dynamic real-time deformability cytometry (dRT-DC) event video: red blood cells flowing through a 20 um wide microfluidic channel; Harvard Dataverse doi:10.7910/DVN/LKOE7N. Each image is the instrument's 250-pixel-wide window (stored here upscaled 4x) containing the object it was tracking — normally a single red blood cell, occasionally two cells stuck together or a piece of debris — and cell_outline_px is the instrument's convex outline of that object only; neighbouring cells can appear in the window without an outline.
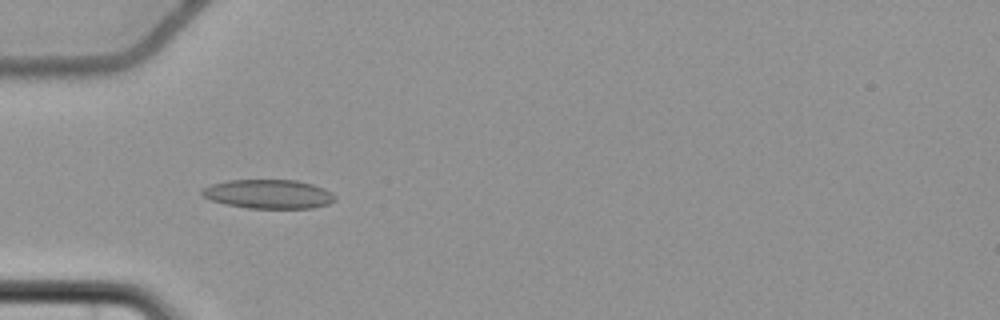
{"species": "common noctule bat (a hibernating species)", "species_latin": "Nyctalus noctula", "temperature_condition": "cold", "stored_images_in_passage": 54, "camera_frame_rate_fps": 3000, "um_per_image_px": 0.085, "animal": {"sex": "female", "body_mass_g": 22.7, "forearm_length_mm": 54.2}, "frame": {"image": 1, "passage_image": 16, "time_ms": 5.0, "image_size_px": [1000, 320], "cell_outline_px": [[336, 200], [328, 204], [312, 208], [248, 208], [224, 204], [212, 200], [204, 196], [200, 192], [200, 188], [212, 184], [228, 180], [296, 180], [312, 184], [324, 188], [332, 192], [336, 196]], "centroid_in_image_um": [22.83, 16.49], "position_along_channel_um": 62.2, "area_um2": 22.6}}
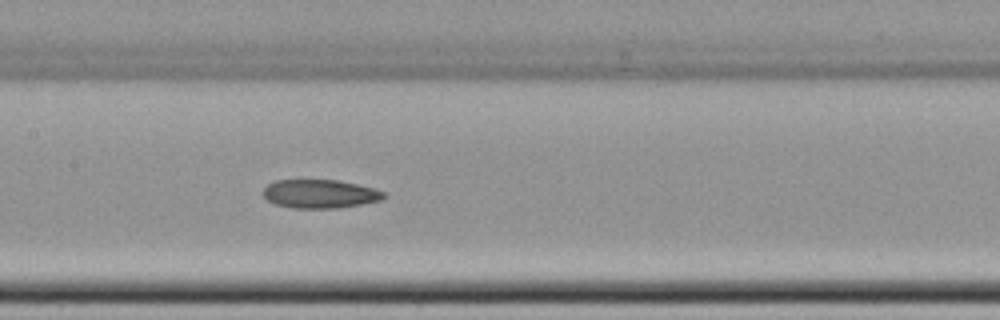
{"frame": {"image": 2, "passage_image": 26, "time_ms": 8.333, "image_size_px": [1000, 320], "cell_outline_px": [[384, 196], [380, 200], [340, 208], [292, 208], [276, 204], [268, 200], [264, 196], [264, 188], [272, 180], [340, 180], [372, 188], [384, 192]], "centroid_in_image_um": [27.16, 16.47], "position_along_channel_um": 180.2, "area_um2": 19.94}}
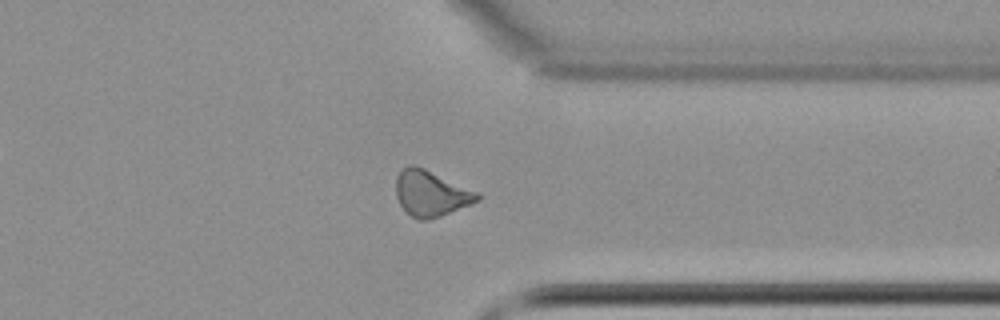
{"frame": {"image": 3, "passage_image": 42, "time_ms": 13.667, "image_size_px": [1000, 320], "cell_outline_px": [[480, 200], [440, 216], [428, 220], [420, 220], [412, 216], [400, 204], [396, 196], [396, 176], [400, 168], [408, 164], [416, 164], [480, 192]], "centroid_in_image_um": [36.62, 16.39], "position_along_channel_um": 374.8, "area_um2": 21.96}}